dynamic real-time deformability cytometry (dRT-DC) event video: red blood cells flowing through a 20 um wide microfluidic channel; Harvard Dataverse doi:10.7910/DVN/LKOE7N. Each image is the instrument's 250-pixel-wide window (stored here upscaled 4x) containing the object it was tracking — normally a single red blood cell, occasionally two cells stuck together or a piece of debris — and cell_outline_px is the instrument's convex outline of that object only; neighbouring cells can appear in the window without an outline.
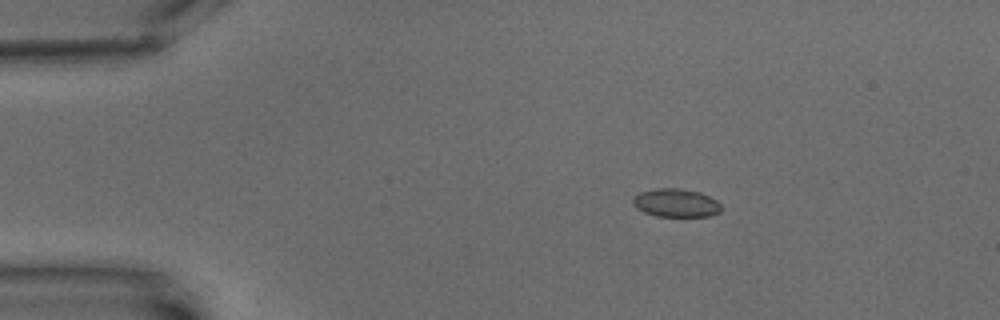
{"species": "common noctule bat (a hibernating species)", "species_latin": "Nyctalus noctula", "temperature_condition": "warm", "stored_images_in_passage": 9, "camera_frame_rate_fps": 3000, "um_per_image_px": 0.085, "animal": {"sex": "male", "body_mass_g": 15.6}, "frame": {"image": 1, "passage_image": 1, "time_ms": 0.0, "image_size_px": [1000, 320], "cell_outline_px": [[720, 212], [708, 216], [656, 216], [644, 212], [636, 208], [632, 204], [632, 200], [640, 192], [656, 188], [680, 188], [700, 192], [716, 200], [720, 204]], "centroid_in_image_um": [57.44, 17.24], "position_along_channel_um": 27.6, "area_um2": 14.51}}
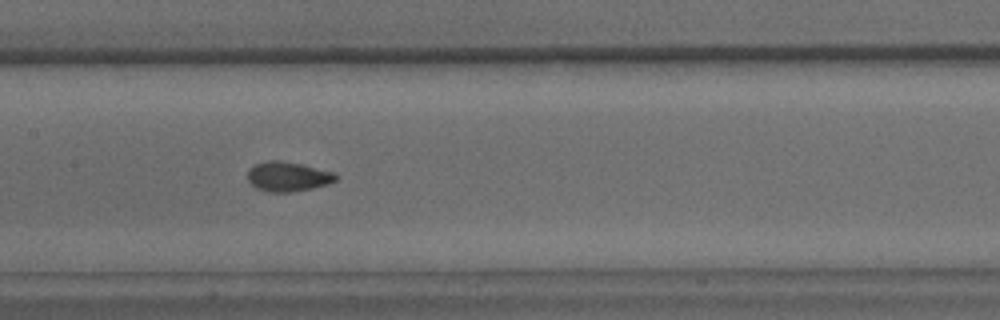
{"frame": {"image": 2, "passage_image": 6, "time_ms": 6.667, "image_size_px": [1000, 320], "cell_outline_px": [[340, 176], [336, 180], [328, 184], [312, 188], [288, 192], [272, 192], [256, 188], [248, 180], [248, 168], [256, 164], [268, 160], [280, 160], [304, 164], [332, 172]], "centroid_in_image_um": [24.48, 14.99], "position_along_channel_um": 182.9, "area_um2": 15.26}}
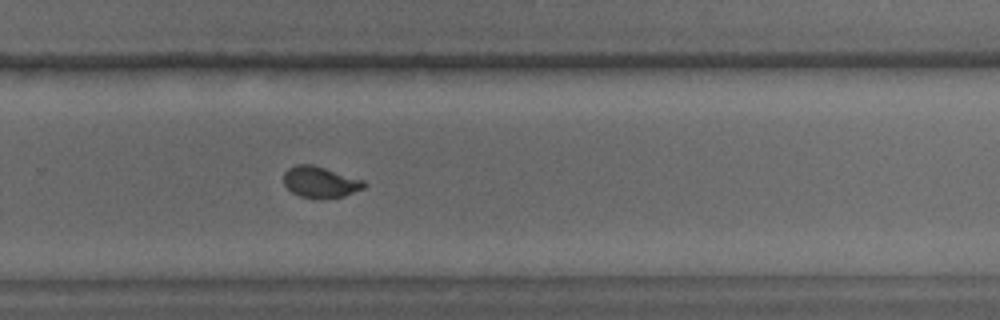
{"frame": {"image": 3, "passage_image": 9, "time_ms": 10.333, "image_size_px": [1000, 320], "cell_outline_px": [[368, 184], [364, 188], [344, 196], [300, 196], [292, 192], [284, 184], [284, 172], [288, 168], [296, 164], [312, 164], [364, 180]], "centroid_in_image_um": [27.23, 15.43], "position_along_channel_um": 302.6, "area_um2": 14.16}}